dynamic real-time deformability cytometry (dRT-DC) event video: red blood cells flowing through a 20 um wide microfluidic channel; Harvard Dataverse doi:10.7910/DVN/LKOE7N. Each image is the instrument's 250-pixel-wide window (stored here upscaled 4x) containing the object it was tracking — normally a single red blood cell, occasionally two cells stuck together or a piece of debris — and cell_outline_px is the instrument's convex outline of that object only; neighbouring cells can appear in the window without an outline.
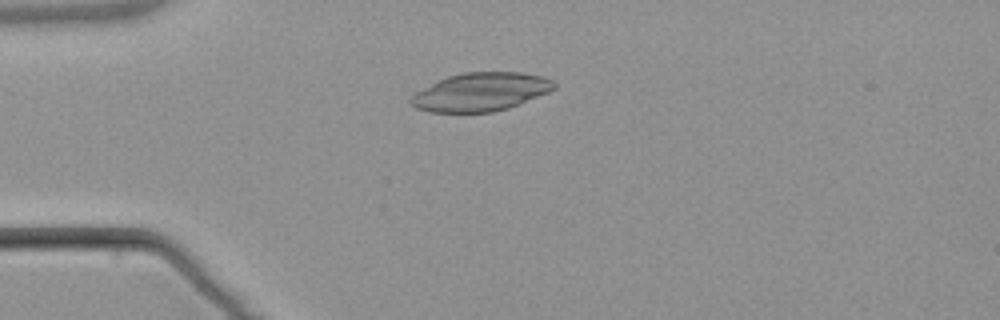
{"species": "common noctule bat (a hibernating species)", "species_latin": "Nyctalus noctula", "temperature_condition": "warm", "stored_images_in_passage": 4, "camera_frame_rate_fps": 3000, "um_per_image_px": 0.085, "animal": {"sex": "male", "body_mass_g": 21.5, "forearm_length_mm": 52.0}, "frame": {"image": 1, "passage_image": 2, "time_ms": 1.333, "image_size_px": [1000, 320], "cell_outline_px": [[556, 88], [548, 92], [508, 108], [492, 112], [432, 112], [416, 108], [408, 100], [416, 92], [448, 76], [464, 72], [520, 72], [544, 76], [552, 80], [556, 84]], "centroid_in_image_um": [40.88, 7.81], "position_along_channel_um": 44.1, "area_um2": 31.73}}